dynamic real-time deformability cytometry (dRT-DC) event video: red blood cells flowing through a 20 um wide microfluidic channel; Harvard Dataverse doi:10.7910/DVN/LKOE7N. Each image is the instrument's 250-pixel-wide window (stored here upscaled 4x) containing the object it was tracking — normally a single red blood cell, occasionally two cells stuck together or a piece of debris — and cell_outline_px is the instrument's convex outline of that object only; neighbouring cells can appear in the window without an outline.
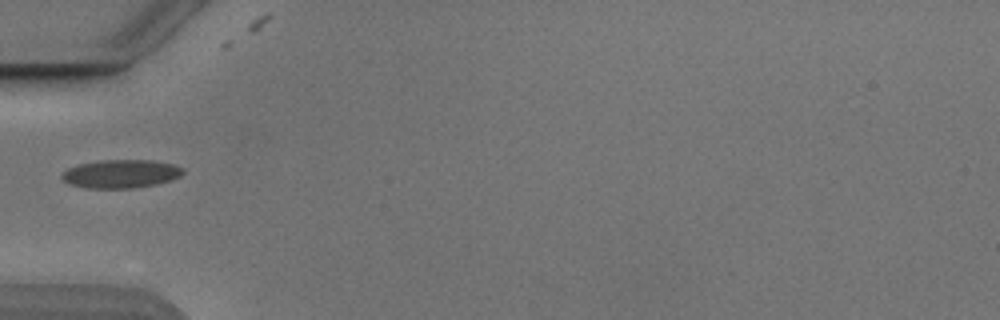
{"species": "Egyptian fruit bat (a non-hibernating species)", "species_latin": "Rousettus aegyptiacus", "temperature_condition": "cold", "stored_images_in_passage": 22, "camera_frame_rate_fps": 3000, "um_per_image_px": 0.085, "animal": {"sex": "male"}, "frame": {"image": 1, "passage_image": 1, "time_ms": 0.0, "image_size_px": [1000, 320], "cell_outline_px": [[184, 172], [180, 176], [156, 184], [132, 188], [88, 188], [72, 184], [64, 180], [60, 176], [68, 168], [80, 164], [100, 160], [152, 160], [176, 164], [184, 168]], "centroid_in_image_um": [10.31, 14.76], "position_along_channel_um": 74.7, "area_um2": 19.88}}
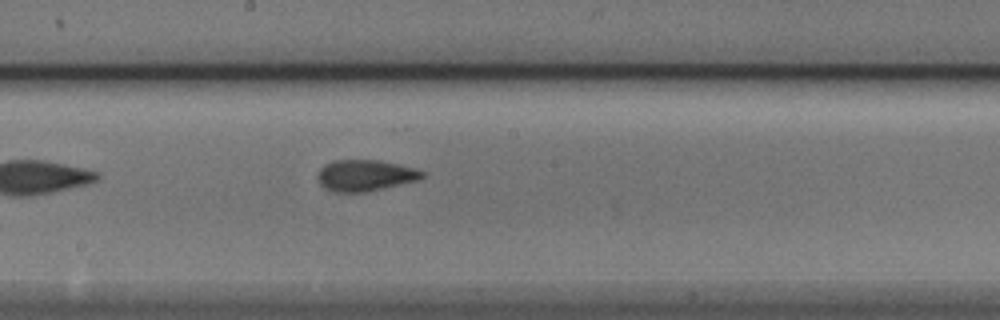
{"frame": {"image": 2, "passage_image": 12, "time_ms": 3.667, "image_size_px": [1000, 320], "cell_outline_px": [[424, 176], [420, 180], [368, 192], [332, 192], [324, 188], [320, 184], [316, 176], [320, 168], [324, 164], [332, 160], [380, 160], [412, 168], [424, 172]], "centroid_in_image_um": [31.0, 14.92], "position_along_channel_um": 217.2, "area_um2": 19.25}}
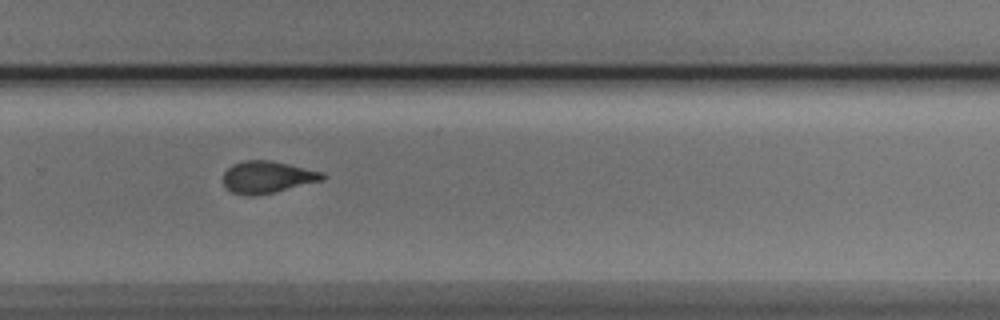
{"frame": {"image": 3, "passage_image": 19, "time_ms": 6.0, "image_size_px": [1000, 320], "cell_outline_px": [[328, 176], [324, 180], [272, 192], [252, 196], [248, 196], [232, 192], [224, 184], [224, 172], [232, 164], [244, 160], [272, 160], [324, 172]], "centroid_in_image_um": [22.75, 15.03], "position_along_channel_um": 307.0, "area_um2": 18.5}}